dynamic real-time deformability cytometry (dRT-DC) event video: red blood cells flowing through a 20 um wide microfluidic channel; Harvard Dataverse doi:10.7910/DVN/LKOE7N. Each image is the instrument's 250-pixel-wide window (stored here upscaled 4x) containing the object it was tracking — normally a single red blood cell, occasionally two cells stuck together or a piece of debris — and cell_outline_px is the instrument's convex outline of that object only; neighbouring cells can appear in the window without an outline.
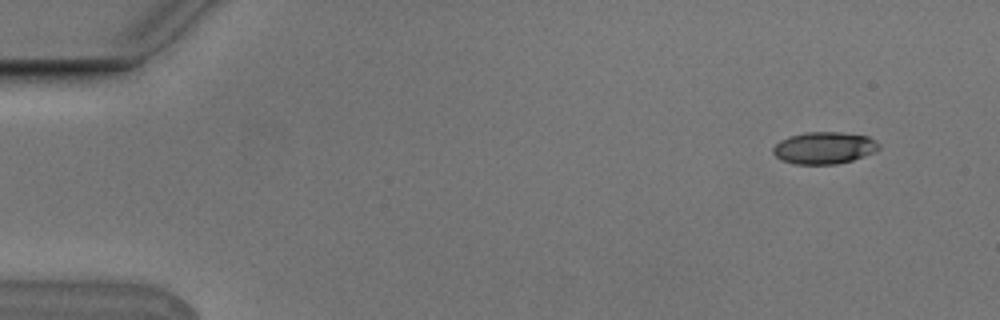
{"species": "Egyptian fruit bat (a non-hibernating species)", "species_latin": "Rousettus aegyptiacus", "temperature_condition": "cold", "stored_images_in_passage": 3, "camera_frame_rate_fps": 3000, "um_per_image_px": 0.085, "animal": {"sex": "male"}, "frame": {"image": 1, "passage_image": 1, "time_ms": 0.0, "image_size_px": [1000, 320], "cell_outline_px": [[880, 148], [872, 152], [852, 160], [836, 164], [796, 164], [780, 160], [772, 152], [772, 148], [780, 140], [788, 136], [808, 132], [840, 132], [868, 136], [880, 144]], "centroid_in_image_um": [70.02, 12.57], "position_along_channel_um": 15.0, "area_um2": 19.65}}